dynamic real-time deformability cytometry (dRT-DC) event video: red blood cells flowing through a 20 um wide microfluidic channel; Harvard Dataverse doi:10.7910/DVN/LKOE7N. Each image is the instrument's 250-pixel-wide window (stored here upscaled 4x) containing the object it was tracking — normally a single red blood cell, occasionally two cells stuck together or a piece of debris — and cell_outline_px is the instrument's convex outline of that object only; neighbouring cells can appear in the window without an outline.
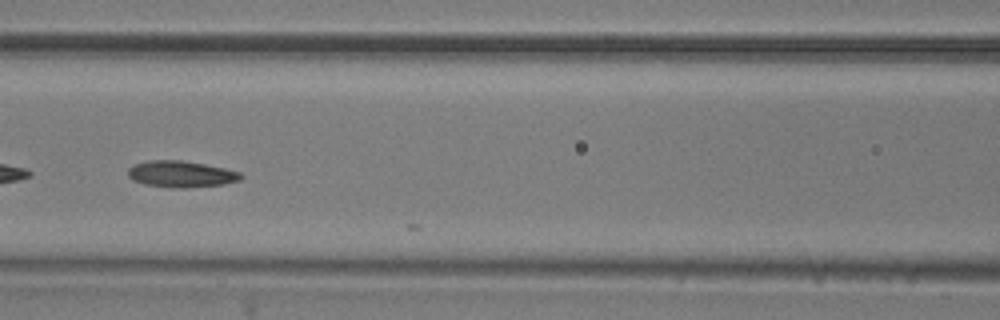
{"species": "common noctule bat (a hibernating species)", "species_latin": "Nyctalus noctula", "temperature_condition": "room temperature", "stored_images_in_passage": 15, "camera_frame_rate_fps": 3000, "um_per_image_px": 0.085, "animal": {"sex": "male", "body_mass_g": 20.5, "forearm_length_mm": 52.5}, "frame": {"image": 1, "passage_image": 12, "time_ms": 3.667, "image_size_px": [1000, 320], "cell_outline_px": [[244, 176], [240, 180], [224, 184], [184, 188], [172, 188], [144, 184], [132, 180], [128, 176], [128, 168], [136, 164], [148, 160], [180, 160], [204, 164], [224, 168], [240, 172]], "centroid_in_image_um": [15.39, 14.8], "position_along_channel_um": 151.2, "area_um2": 17.4}}